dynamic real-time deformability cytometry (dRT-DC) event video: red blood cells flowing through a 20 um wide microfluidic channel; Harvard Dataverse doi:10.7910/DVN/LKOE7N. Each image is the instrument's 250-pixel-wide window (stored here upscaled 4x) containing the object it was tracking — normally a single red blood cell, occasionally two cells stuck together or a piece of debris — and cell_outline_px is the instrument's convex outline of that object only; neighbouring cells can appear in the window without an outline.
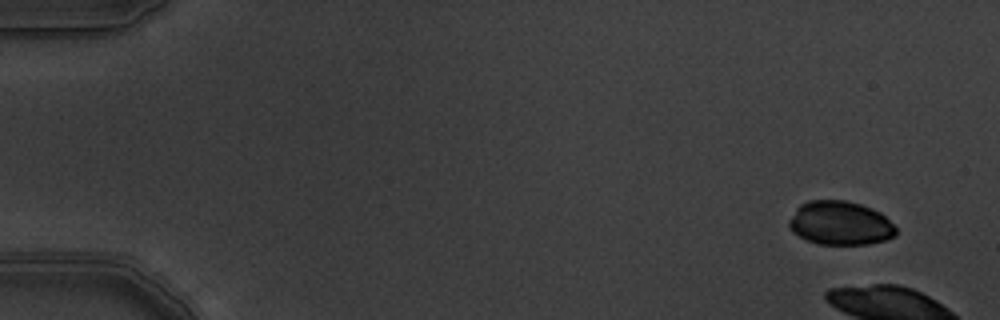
{"species": "common noctule bat (a hibernating species)", "species_latin": "Nyctalus noctula", "temperature_condition": "warm", "stored_images_in_passage": 5, "camera_frame_rate_fps": 3000, "um_per_image_px": 0.085, "animal": {"sex": "male", "body_mass_g": 19.5, "forearm_length_mm": 54.6}, "frame": {"image": 1, "passage_image": 1, "time_ms": 0.0, "image_size_px": [1000, 320], "cell_outline_px": [[896, 236], [884, 240], [868, 244], [820, 244], [808, 240], [792, 232], [788, 224], [788, 220], [796, 208], [800, 204], [812, 200], [844, 200], [860, 204], [872, 208], [880, 212], [896, 228]], "centroid_in_image_um": [71.4, 18.96], "position_along_channel_um": 13.6, "area_um2": 27.22}}